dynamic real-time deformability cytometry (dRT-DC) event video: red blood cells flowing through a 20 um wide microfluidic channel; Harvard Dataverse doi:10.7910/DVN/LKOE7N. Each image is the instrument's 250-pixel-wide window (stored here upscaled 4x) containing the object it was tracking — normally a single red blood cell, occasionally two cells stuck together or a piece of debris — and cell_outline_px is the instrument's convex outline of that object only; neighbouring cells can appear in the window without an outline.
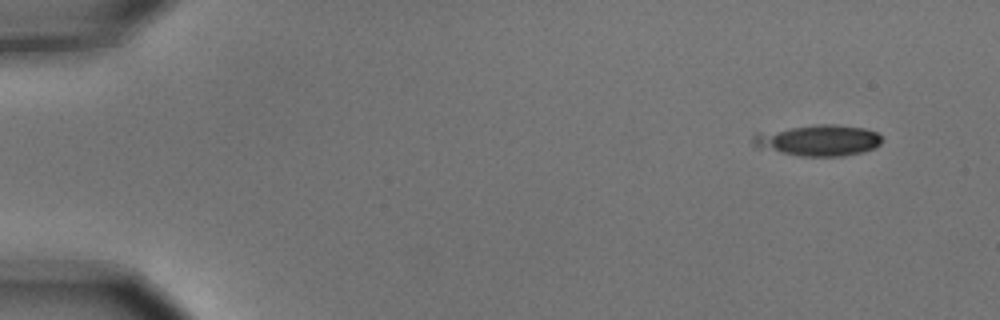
{"species": "common noctule bat (a hibernating species)", "species_latin": "Nyctalus noctula", "temperature_condition": "cold", "stored_images_in_passage": 10, "camera_frame_rate_fps": 3000, "um_per_image_px": 0.085, "animal": {"sex": "male", "body_mass_g": 15.6}, "frame": {"image": 1, "passage_image": 1, "time_ms": 0.0, "image_size_px": [1000, 320], "cell_outline_px": [[880, 144], [872, 148], [860, 152], [840, 156], [800, 156], [756, 148], [752, 144], [752, 136], [756, 132], [816, 124], [836, 124], [864, 128], [876, 132], [880, 136]], "centroid_in_image_um": [69.46, 11.92], "position_along_channel_um": 15.5, "area_um2": 23.41}}
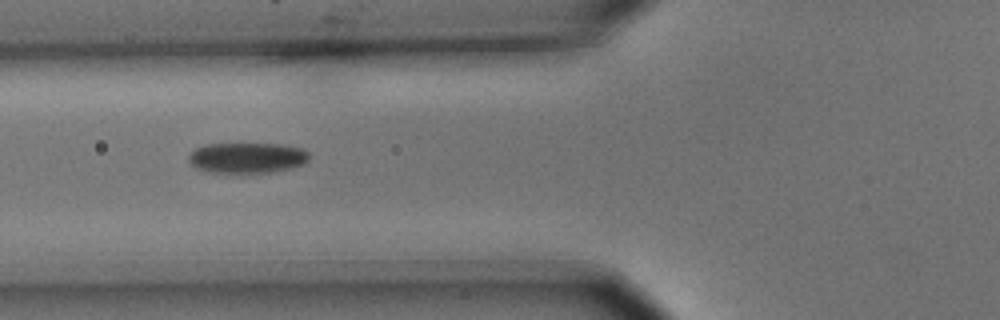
{"frame": {"image": 2, "passage_image": 6, "time_ms": 1.667, "image_size_px": [1000, 320], "cell_outline_px": [[308, 160], [304, 164], [292, 168], [272, 172], [212, 172], [196, 168], [188, 160], [188, 156], [196, 148], [204, 144], [284, 144], [304, 148], [308, 152]], "centroid_in_image_um": [21.04, 13.4], "position_along_channel_um": 104.8, "area_um2": 21.44}}
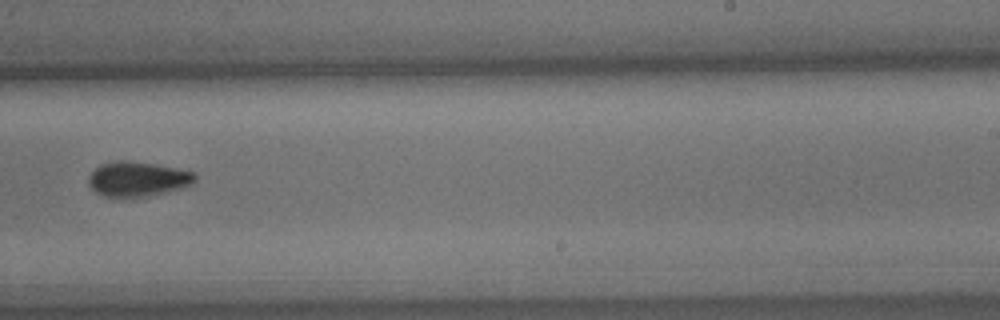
{"frame": {"image": 3, "passage_image": 10, "time_ms": 3.0, "image_size_px": [1000, 320], "cell_outline_px": [[196, 180], [192, 184], [184, 188], [148, 196], [120, 200], [104, 196], [96, 192], [88, 184], [88, 176], [100, 164], [120, 160], [124, 160], [156, 164], [196, 172]], "centroid_in_image_um": [11.7, 15.25], "position_along_channel_um": 277.3, "area_um2": 22.2}}